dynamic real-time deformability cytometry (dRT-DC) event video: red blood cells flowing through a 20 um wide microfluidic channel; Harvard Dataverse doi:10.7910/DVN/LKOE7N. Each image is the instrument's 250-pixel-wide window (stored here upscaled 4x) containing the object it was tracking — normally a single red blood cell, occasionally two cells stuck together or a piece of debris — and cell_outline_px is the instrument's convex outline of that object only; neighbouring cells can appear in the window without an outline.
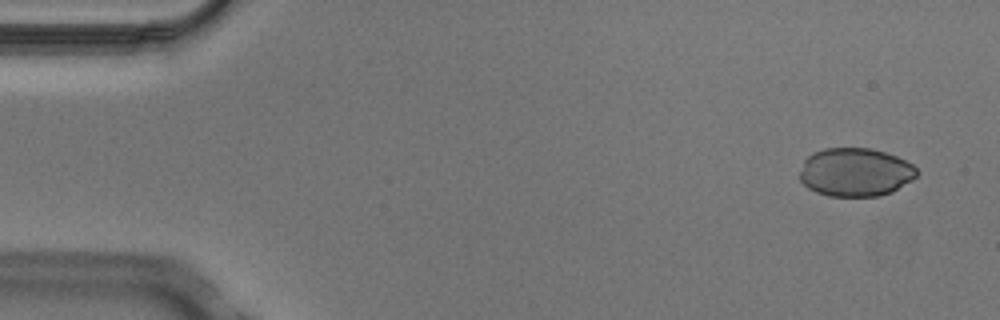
{"species": "Egyptian fruit bat (a non-hibernating species)", "species_latin": "Rousettus aegyptiacus", "temperature_condition": "cold", "stored_images_in_passage": 5, "camera_frame_rate_fps": 3000, "um_per_image_px": 0.085, "animal": {"sex": "male"}, "frame": {"image": 1, "passage_image": 1, "time_ms": 0.0, "image_size_px": [1000, 320], "cell_outline_px": [[916, 176], [912, 180], [892, 192], [880, 196], [828, 196], [816, 192], [808, 188], [800, 180], [800, 172], [804, 160], [812, 152], [824, 148], [872, 148], [896, 156], [912, 164], [916, 168]], "centroid_in_image_um": [72.69, 14.64], "position_along_channel_um": 12.3, "area_um2": 33.12}}